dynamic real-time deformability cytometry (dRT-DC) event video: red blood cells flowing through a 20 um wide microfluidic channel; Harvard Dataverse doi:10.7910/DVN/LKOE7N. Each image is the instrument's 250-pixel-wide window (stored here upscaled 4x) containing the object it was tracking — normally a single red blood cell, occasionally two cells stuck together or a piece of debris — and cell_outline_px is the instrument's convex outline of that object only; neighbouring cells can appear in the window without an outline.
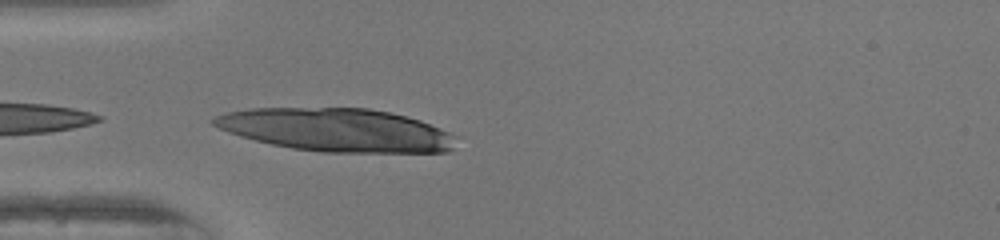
{"species": "human", "species_latin": "Homo sapiens", "temperature_condition": "warm", "stored_images_in_passage": 34, "camera_frame_rate_fps": 3000, "um_per_image_px": 0.085, "donor": {"sex": "female"}, "frame": {"image": 1, "passage_image": 1, "time_ms": 0.0, "image_size_px": [1000, 240], "cell_outline_px": [[456, 136], [452, 148], [448, 152], [320, 152], [292, 148], [272, 144], [240, 136], [228, 132], [212, 124], [212, 120], [216, 116], [228, 112], [248, 108], [368, 108], [388, 112], [420, 120], [440, 128]], "centroid_in_image_um": [28.59, 11.05], "position_along_channel_um": 56.4, "area_um2": 60.52}}
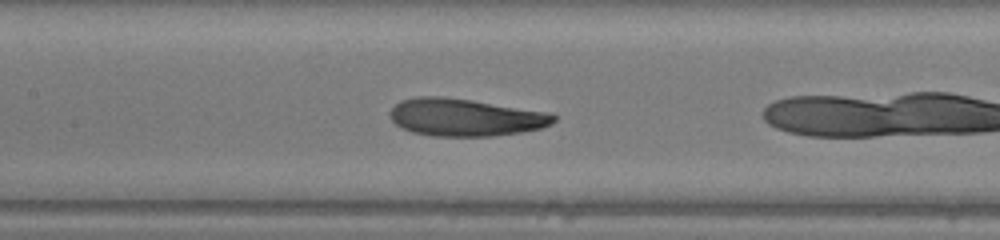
{"frame": {"image": 2, "passage_image": 7, "time_ms": 2.0, "image_size_px": [1000, 240], "cell_outline_px": [[556, 120], [552, 124], [540, 128], [520, 132], [492, 136], [432, 136], [412, 132], [400, 128], [388, 116], [388, 112], [400, 100], [416, 96], [444, 96], [472, 100], [552, 112], [556, 116]], "centroid_in_image_um": [39.53, 9.96], "position_along_channel_um": 167.9, "area_um2": 36.18}}
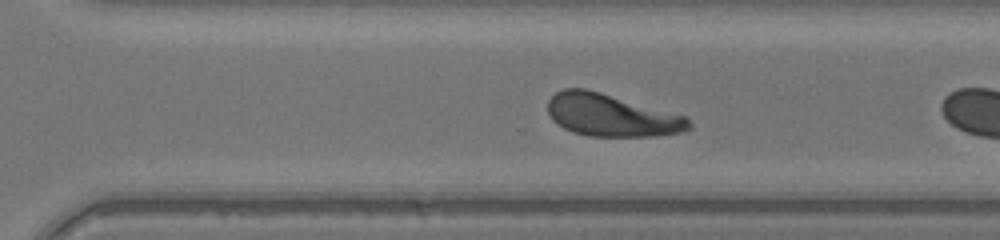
{"frame": {"image": 3, "passage_image": 18, "time_ms": 5.667, "image_size_px": [1000, 240], "cell_outline_px": [[692, 128], [684, 132], [652, 136], [588, 136], [572, 132], [556, 124], [552, 120], [548, 112], [548, 100], [556, 92], [564, 88], [584, 88], [600, 92], [688, 116], [692, 124]], "centroid_in_image_um": [51.99, 9.8], "position_along_channel_um": 318.6, "area_um2": 35.08}, "authors_computed_cell_mechanics": {"area_um2": 35.0268, "velocity_mm_per_s": 4.1147, "shape_relaxation_time_tau1_ms": 2.6558, "shape_relaxation_time_tau2_ms": 4.1907, "deformation_change_tau1": 0.1258, "deformation_change_tau2": 0.0866}}